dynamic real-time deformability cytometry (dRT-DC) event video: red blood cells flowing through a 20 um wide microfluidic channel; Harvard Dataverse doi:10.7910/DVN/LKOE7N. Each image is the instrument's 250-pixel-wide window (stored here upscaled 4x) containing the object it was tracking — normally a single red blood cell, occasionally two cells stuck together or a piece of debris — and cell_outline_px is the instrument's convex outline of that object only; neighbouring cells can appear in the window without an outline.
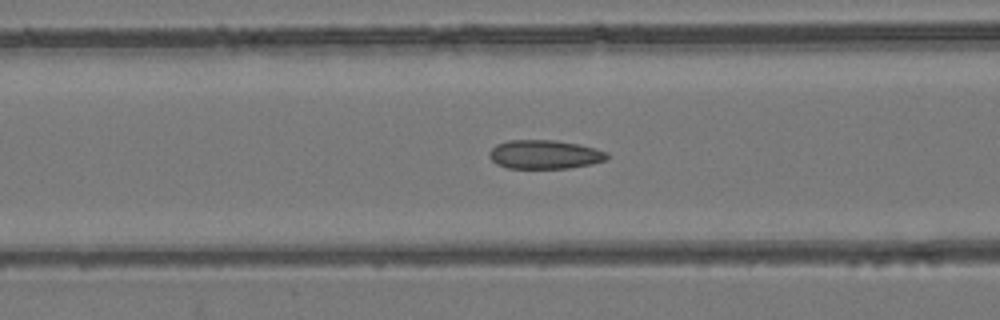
{"species": "common noctule bat (a hibernating species)", "species_latin": "Nyctalus noctula", "temperature_condition": "room temperature", "stored_images_in_passage": 54, "camera_frame_rate_fps": 3000, "um_per_image_px": 0.085, "animal": {"sex": "female", "body_mass_g": 24.6, "forearm_length_mm": 56.2}, "frame": {"image": 1, "passage_image": 22, "time_ms": 7.0, "image_size_px": [1000, 320], "cell_outline_px": [[608, 156], [604, 160], [592, 164], [568, 168], [508, 168], [496, 164], [488, 156], [488, 152], [496, 144], [508, 140], [556, 140], [576, 144], [608, 152]], "centroid_in_image_um": [46.24, 13.13], "position_along_channel_um": 120.4, "area_um2": 19.71}}
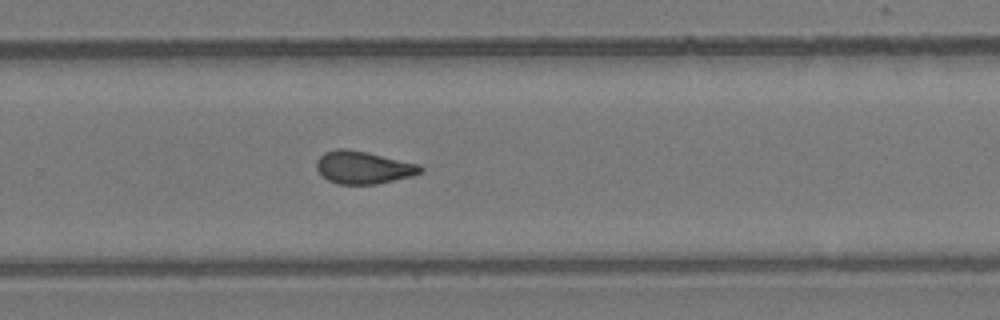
{"frame": {"image": 2, "passage_image": 36, "time_ms": 11.667, "image_size_px": [1000, 320], "cell_outline_px": [[424, 172], [412, 176], [376, 184], [336, 184], [328, 180], [316, 168], [316, 160], [324, 152], [336, 148], [348, 148], [420, 164], [424, 168]], "centroid_in_image_um": [30.89, 14.22], "position_along_channel_um": 298.9, "area_um2": 19.88}}
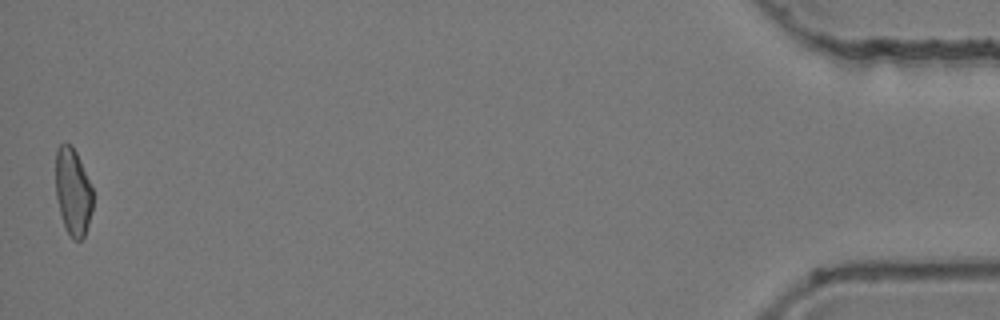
{"frame": {"image": 3, "passage_image": 54, "time_ms": 17.667, "image_size_px": [1000, 320], "cell_outline_px": [[92, 212], [84, 236], [80, 240], [72, 240], [64, 228], [56, 196], [56, 148], [60, 144], [72, 144], [80, 160], [92, 188]], "centroid_in_image_um": [6.19, 16.32], "position_along_channel_um": 429.0, "area_um2": 18.9}, "authors_computed_cell_mechanics": {"area_um2": 19.7387, "velocity_mm_per_s": 3.8338, "shape_relaxation_time_tau1_ms": null, "shape_relaxation_time_tau2_ms": 2.2476, "deformation_change_tau1": null, "deformation_change_tau2": 0.085}}